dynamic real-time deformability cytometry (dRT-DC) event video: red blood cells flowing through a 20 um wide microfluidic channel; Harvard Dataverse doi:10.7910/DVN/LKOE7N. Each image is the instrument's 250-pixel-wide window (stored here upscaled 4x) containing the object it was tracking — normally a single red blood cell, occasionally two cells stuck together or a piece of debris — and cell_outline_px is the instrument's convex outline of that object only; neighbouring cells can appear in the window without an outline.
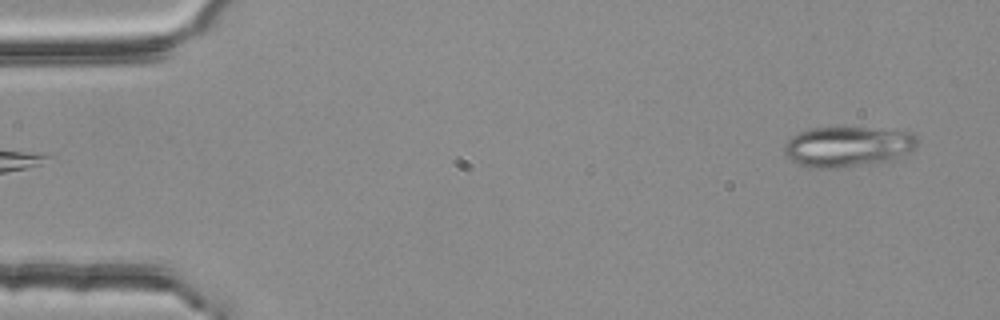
{"species": "common noctule bat (a hibernating species)", "species_latin": "Nyctalus noctula", "temperature_condition": "room temperature", "stored_images_in_passage": 3, "camera_frame_rate_fps": 3000, "um_per_image_px": 0.085, "animal": {"sex": "female", "body_mass_g": 25.1}, "frame": {"image": 1, "passage_image": 1, "time_ms": 0.0, "image_size_px": [1000, 320], "cell_outline_px": [[920, 140], [916, 148], [896, 160], [880, 164], [836, 168], [808, 168], [784, 156], [784, 144], [792, 136], [800, 132], [812, 128], [864, 128], [908, 132], [916, 136]], "centroid_in_image_um": [72.09, 12.5], "position_along_channel_um": 12.9, "area_um2": 31.73}}